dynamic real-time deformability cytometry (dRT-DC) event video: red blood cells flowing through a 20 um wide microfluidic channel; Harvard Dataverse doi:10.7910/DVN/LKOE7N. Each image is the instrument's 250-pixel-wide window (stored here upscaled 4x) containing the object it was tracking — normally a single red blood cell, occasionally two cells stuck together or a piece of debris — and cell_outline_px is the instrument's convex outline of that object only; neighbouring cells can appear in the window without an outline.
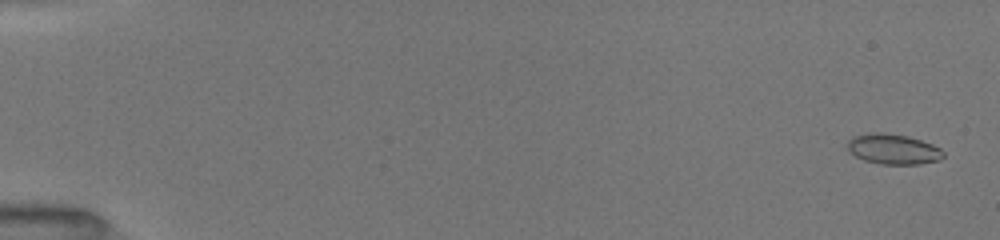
{"species": "common noctule bat (a hibernating species)", "species_latin": "Nyctalus noctula", "temperature_condition": "room temperature", "stored_images_in_passage": 29, "camera_frame_rate_fps": 3000, "um_per_image_px": 0.085, "animal": {"sex": "female", "body_mass_g": 19.5, "forearm_length_mm": 54.1}, "frame": {"image": 1, "passage_image": 1, "time_ms": 0.0, "image_size_px": [1000, 240], "cell_outline_px": [[944, 156], [940, 160], [920, 164], [880, 164], [864, 160], [848, 152], [848, 140], [852, 136], [868, 132], [884, 132], [908, 136], [932, 144], [940, 148], [944, 152]], "centroid_in_image_um": [75.9, 12.66], "position_along_channel_um": 9.1, "area_um2": 17.11}}
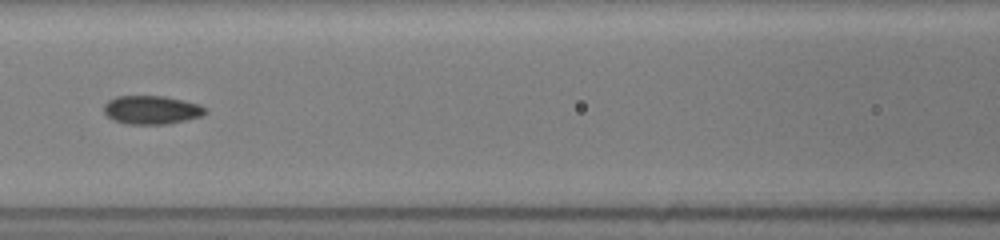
{"frame": {"image": 2, "passage_image": 20, "time_ms": 7.667, "image_size_px": [1000, 240], "cell_outline_px": [[208, 112], [200, 116], [168, 124], [128, 124], [112, 120], [104, 112], [104, 104], [108, 100], [116, 96], [164, 96], [184, 100], [200, 104], [208, 108]], "centroid_in_image_um": [12.89, 9.33], "position_along_channel_um": 153.7, "area_um2": 16.99}}
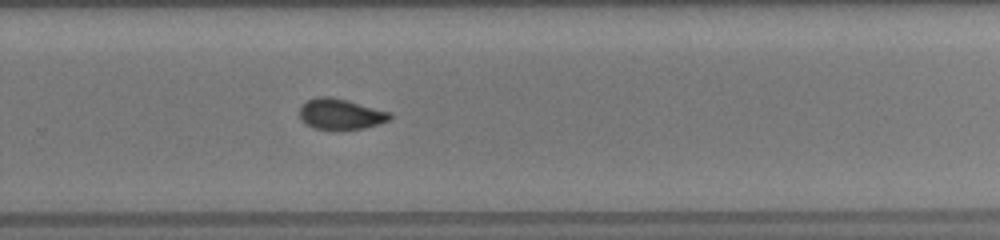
{"frame": {"image": 3, "passage_image": 29, "time_ms": 11.333, "image_size_px": [1000, 240], "cell_outline_px": [[392, 120], [380, 124], [364, 128], [312, 128], [304, 124], [300, 120], [300, 104], [308, 100], [320, 96], [328, 96], [348, 100], [392, 112]], "centroid_in_image_um": [28.97, 9.68], "position_along_channel_um": 300.8, "area_um2": 16.24}}